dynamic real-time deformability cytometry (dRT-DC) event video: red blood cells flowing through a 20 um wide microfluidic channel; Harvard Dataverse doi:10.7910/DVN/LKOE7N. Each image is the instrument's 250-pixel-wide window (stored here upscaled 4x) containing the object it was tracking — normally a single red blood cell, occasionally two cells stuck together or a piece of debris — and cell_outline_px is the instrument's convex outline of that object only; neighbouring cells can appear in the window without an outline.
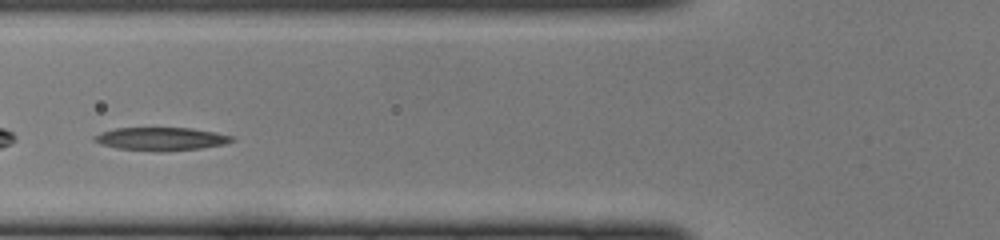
{"species": "common noctule bat (a hibernating species)", "species_latin": "Nyctalus noctula", "temperature_condition": "cold", "stored_images_in_passage": 31, "camera_frame_rate_fps": 3000, "um_per_image_px": 0.085, "animal": {"sex": "female", "body_mass_g": 22.0, "forearm_length_mm": 56.7}, "frame": {"image": 1, "passage_image": 5, "time_ms": 1.333, "image_size_px": [1000, 240], "cell_outline_px": [[236, 140], [224, 144], [200, 148], [164, 152], [156, 152], [116, 148], [100, 144], [92, 140], [92, 136], [100, 132], [116, 128], [192, 128], [216, 132], [232, 136]], "centroid_in_image_um": [13.66, 11.81], "position_along_channel_um": 112.1, "area_um2": 18.79}}
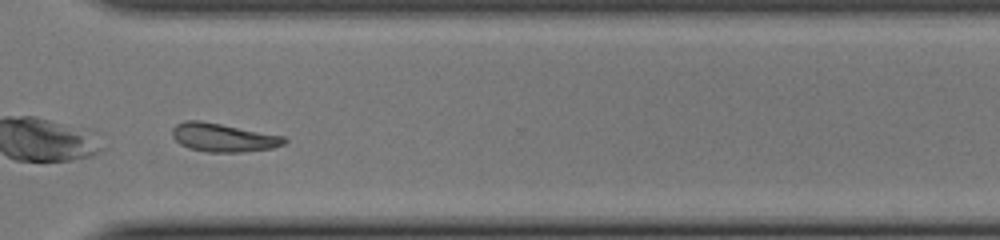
{"frame": {"image": 2, "passage_image": 22, "time_ms": 7.0, "image_size_px": [1000, 240], "cell_outline_px": [[288, 140], [284, 144], [272, 148], [244, 152], [204, 152], [188, 148], [180, 144], [172, 136], [172, 128], [176, 124], [184, 120], [200, 120], [284, 136]], "centroid_in_image_um": [18.95, 11.69], "position_along_channel_um": 351.7, "area_um2": 18.67}}